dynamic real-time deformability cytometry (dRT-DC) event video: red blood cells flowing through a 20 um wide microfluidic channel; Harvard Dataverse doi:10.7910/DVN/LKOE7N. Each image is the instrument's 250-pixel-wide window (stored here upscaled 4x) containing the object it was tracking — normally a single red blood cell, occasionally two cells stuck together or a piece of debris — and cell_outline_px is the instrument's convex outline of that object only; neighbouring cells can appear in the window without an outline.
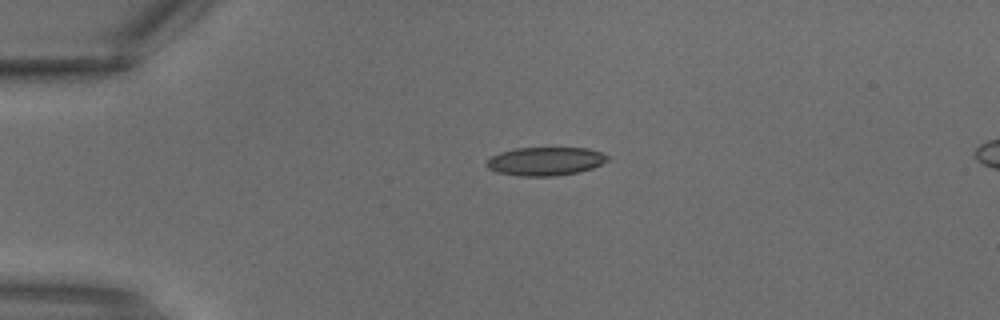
{"species": "common noctule bat (a hibernating species)", "species_latin": "Nyctalus noctula", "temperature_condition": "warm", "stored_images_in_passage": 3, "camera_frame_rate_fps": 3000, "um_per_image_px": 0.085, "animal": {"sex": "male", "body_mass_g": 18.8}, "frame": {"image": 1, "passage_image": 2, "time_ms": 0.333, "image_size_px": [1000, 320], "cell_outline_px": [[608, 160], [592, 168], [576, 172], [552, 176], [516, 176], [496, 172], [488, 168], [484, 164], [492, 156], [500, 152], [512, 148], [588, 148], [600, 152], [608, 156]], "centroid_in_image_um": [46.3, 13.7], "position_along_channel_um": 38.7, "area_um2": 20.0}}